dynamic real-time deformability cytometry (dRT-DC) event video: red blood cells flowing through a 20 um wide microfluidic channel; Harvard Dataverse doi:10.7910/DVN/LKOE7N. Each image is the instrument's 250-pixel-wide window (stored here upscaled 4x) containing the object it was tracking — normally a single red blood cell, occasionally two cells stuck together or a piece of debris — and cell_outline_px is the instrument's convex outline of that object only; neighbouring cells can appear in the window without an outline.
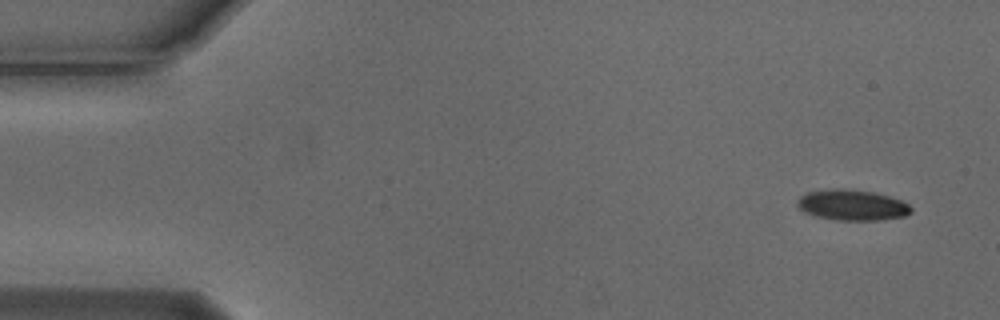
{"species": "Egyptian fruit bat (a non-hibernating species)", "species_latin": "Rousettus aegyptiacus", "temperature_condition": "cold", "stored_images_in_passage": 6, "camera_frame_rate_fps": 3000, "um_per_image_px": 0.085, "animal": {"sex": "male"}, "frame": {"image": 1, "passage_image": 1, "time_ms": 0.0, "image_size_px": [1000, 320], "cell_outline_px": [[912, 212], [904, 216], [880, 220], [836, 220], [816, 216], [804, 212], [796, 204], [800, 196], [808, 192], [832, 188], [848, 188], [872, 192], [888, 196], [900, 200], [908, 204], [912, 208]], "centroid_in_image_um": [72.42, 17.42], "position_along_channel_um": 12.6, "area_um2": 20.35}}
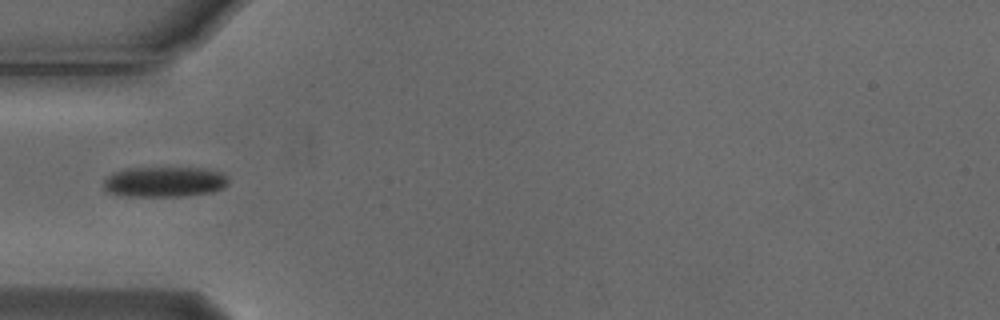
{"frame": {"image": 2, "passage_image": 5, "time_ms": 1.333, "image_size_px": [1000, 320], "cell_outline_px": [[228, 184], [224, 188], [212, 192], [184, 196], [124, 196], [108, 192], [104, 188], [104, 180], [112, 172], [124, 168], [204, 168], [224, 172], [228, 180]], "centroid_in_image_um": [14.0, 15.45], "position_along_channel_um": 71.0, "area_um2": 22.31}}
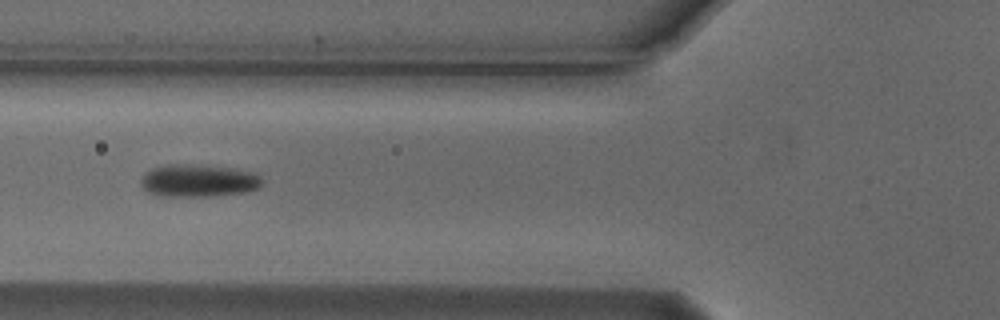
{"frame": {"image": 3, "passage_image": 6, "time_ms": 1.667, "image_size_px": [1000, 320], "cell_outline_px": [[264, 180], [260, 188], [248, 192], [212, 196], [160, 196], [148, 192], [140, 184], [140, 180], [144, 172], [152, 168], [168, 164], [196, 164], [236, 168], [256, 172]], "centroid_in_image_um": [16.91, 15.34], "position_along_channel_um": 108.9, "area_um2": 23.58}}